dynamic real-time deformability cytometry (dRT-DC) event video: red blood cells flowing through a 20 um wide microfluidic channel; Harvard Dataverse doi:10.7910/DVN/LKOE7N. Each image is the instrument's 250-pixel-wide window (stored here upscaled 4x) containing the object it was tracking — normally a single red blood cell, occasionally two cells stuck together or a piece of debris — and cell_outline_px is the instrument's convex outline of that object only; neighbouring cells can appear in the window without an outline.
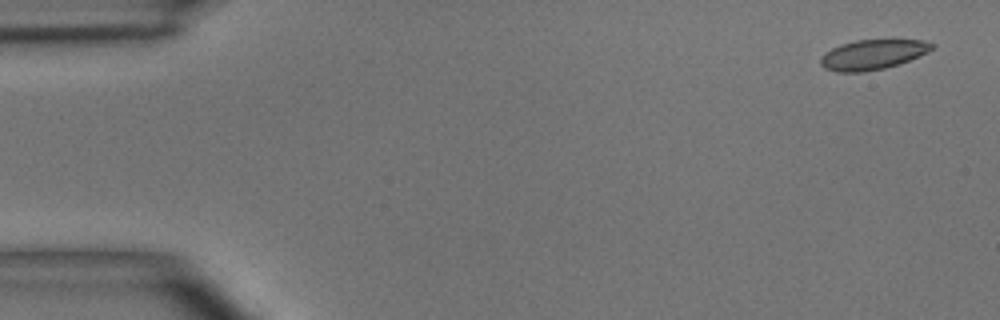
{"species": "common noctule bat (a hibernating species)", "species_latin": "Nyctalus noctula", "temperature_condition": "room temperature", "stored_images_in_passage": 3, "camera_frame_rate_fps": 3000, "um_per_image_px": 0.085, "animal": {"sex": "male", "body_mass_g": 15.6}, "frame": {"image": 1, "passage_image": 1, "time_ms": 0.0, "image_size_px": [1000, 320], "cell_outline_px": [[936, 48], [928, 52], [900, 64], [884, 68], [864, 72], [836, 72], [824, 68], [820, 64], [820, 56], [832, 48], [840, 44], [856, 40], [924, 40], [936, 44]], "centroid_in_image_um": [74.19, 4.64], "position_along_channel_um": 10.8, "area_um2": 19.59}}